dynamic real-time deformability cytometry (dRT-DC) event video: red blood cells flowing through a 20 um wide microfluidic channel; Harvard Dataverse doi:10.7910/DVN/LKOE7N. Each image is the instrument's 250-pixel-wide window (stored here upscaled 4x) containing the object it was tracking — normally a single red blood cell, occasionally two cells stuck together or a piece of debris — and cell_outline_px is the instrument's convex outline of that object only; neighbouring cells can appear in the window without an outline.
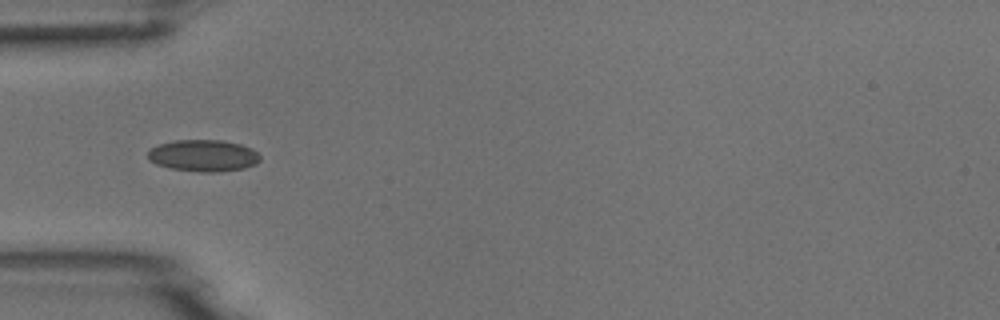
{"species": "common noctule bat (a hibernating species)", "species_latin": "Nyctalus noctula", "temperature_condition": "room temperature", "stored_images_in_passage": 4, "camera_frame_rate_fps": 3000, "um_per_image_px": 0.085, "animal": {"sex": "male", "body_mass_g": 18.8}, "frame": {"image": 1, "passage_image": 2, "time_ms": 1.0, "image_size_px": [1000, 320], "cell_outline_px": [[260, 160], [256, 164], [244, 168], [220, 172], [200, 172], [172, 168], [156, 164], [148, 160], [148, 152], [152, 148], [160, 144], [176, 140], [220, 140], [240, 144], [252, 148], [260, 156]], "centroid_in_image_um": [17.3, 13.23], "position_along_channel_um": 67.7, "area_um2": 20.69}}